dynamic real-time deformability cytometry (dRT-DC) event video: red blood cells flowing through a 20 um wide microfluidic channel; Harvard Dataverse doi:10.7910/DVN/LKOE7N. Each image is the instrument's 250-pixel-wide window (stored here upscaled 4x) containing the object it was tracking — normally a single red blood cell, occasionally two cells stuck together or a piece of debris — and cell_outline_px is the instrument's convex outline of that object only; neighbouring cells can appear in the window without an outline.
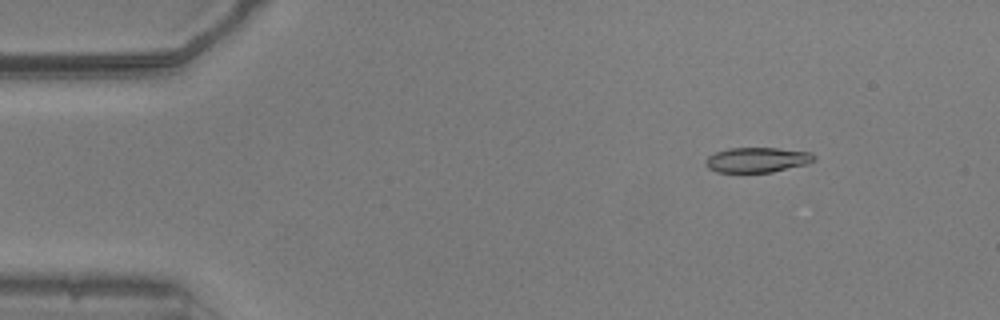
{"species": "common noctule bat (a hibernating species)", "species_latin": "Nyctalus noctula", "temperature_condition": "warm", "stored_images_in_passage": 53, "camera_frame_rate_fps": 3000, "um_per_image_px": 0.085, "animal": {"sex": "male", "body_mass_g": 20.5, "forearm_length_mm": 52.5}, "frame": {"image": 1, "passage_image": 7, "time_ms": 2.0, "image_size_px": [1000, 320], "cell_outline_px": [[816, 160], [808, 164], [772, 172], [716, 172], [708, 168], [704, 164], [708, 156], [716, 152], [728, 148], [776, 148], [812, 152], [816, 156]], "centroid_in_image_um": [64.39, 13.59], "position_along_channel_um": 20.6, "area_um2": 15.95}}
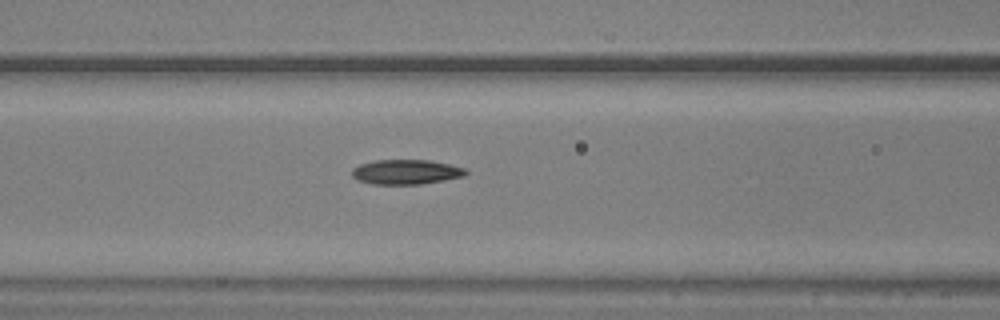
{"frame": {"image": 2, "passage_image": 22, "time_ms": 7.0, "image_size_px": [1000, 320], "cell_outline_px": [[468, 172], [464, 176], [444, 180], [420, 184], [372, 184], [356, 180], [352, 176], [352, 168], [360, 164], [376, 160], [432, 160], [464, 168]], "centroid_in_image_um": [34.49, 14.61], "position_along_channel_um": 132.1, "area_um2": 16.42}}
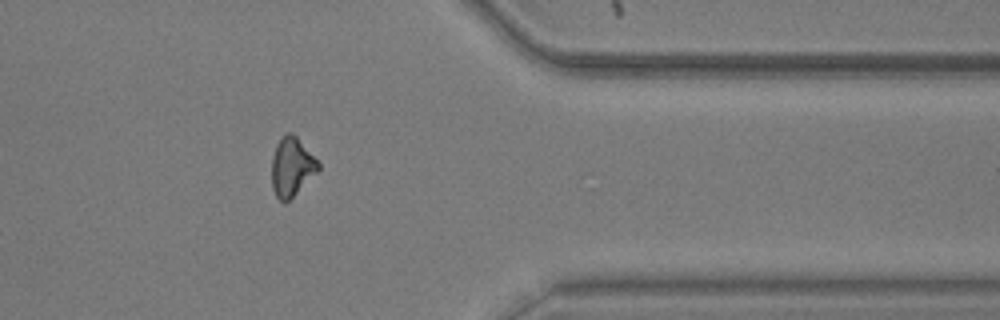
{"frame": {"image": 3, "passage_image": 43, "time_ms": 14.0, "image_size_px": [1000, 320], "cell_outline_px": [[320, 168], [284, 204], [276, 196], [272, 188], [272, 156], [276, 144], [288, 132], [292, 132], [296, 136], [320, 164]], "centroid_in_image_um": [24.77, 14.17], "position_along_channel_um": 386.6, "area_um2": 15.49}}